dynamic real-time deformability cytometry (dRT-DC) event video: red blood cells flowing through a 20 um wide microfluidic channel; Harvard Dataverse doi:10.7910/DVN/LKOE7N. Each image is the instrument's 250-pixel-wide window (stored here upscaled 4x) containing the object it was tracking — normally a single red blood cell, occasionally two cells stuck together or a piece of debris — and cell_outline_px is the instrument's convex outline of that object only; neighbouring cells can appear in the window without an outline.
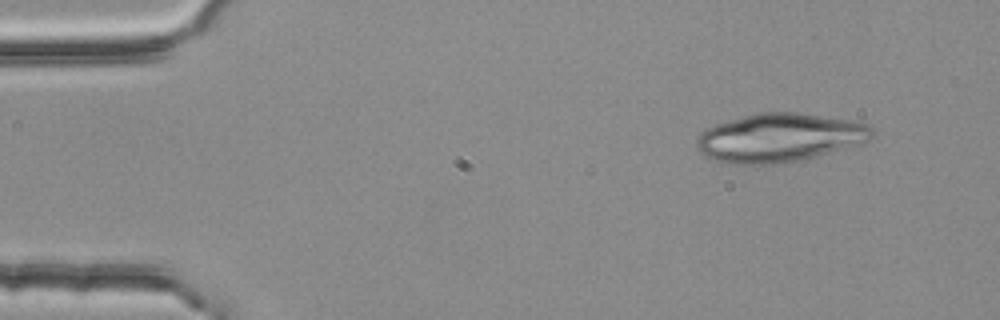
{"species": "common noctule bat (a hibernating species)", "species_latin": "Nyctalus noctula", "temperature_condition": "room temperature", "stored_images_in_passage": 4, "camera_frame_rate_fps": 3000, "um_per_image_px": 0.085, "animal": {"sex": "female", "body_mass_g": 25.1}, "frame": {"image": 1, "passage_image": 2, "time_ms": 0.333, "image_size_px": [1000, 320], "cell_outline_px": [[876, 128], [872, 136], [868, 140], [816, 156], [796, 160], [772, 164], [728, 164], [712, 160], [700, 152], [696, 148], [696, 140], [700, 132], [716, 124], [744, 116], [760, 112], [796, 112], [848, 120], [868, 124]], "centroid_in_image_um": [66.2, 11.7], "position_along_channel_um": 18.8, "area_um2": 49.25}}